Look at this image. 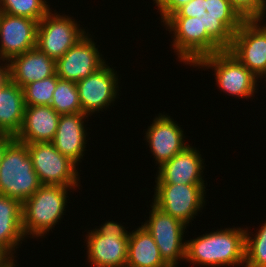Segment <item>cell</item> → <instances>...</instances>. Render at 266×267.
Listing matches in <instances>:
<instances>
[{
    "instance_id": "21",
    "label": "cell",
    "mask_w": 266,
    "mask_h": 267,
    "mask_svg": "<svg viewBox=\"0 0 266 267\" xmlns=\"http://www.w3.org/2000/svg\"><path fill=\"white\" fill-rule=\"evenodd\" d=\"M25 238L22 229V203L0 195V250L14 262L16 249Z\"/></svg>"
},
{
    "instance_id": "22",
    "label": "cell",
    "mask_w": 266,
    "mask_h": 267,
    "mask_svg": "<svg viewBox=\"0 0 266 267\" xmlns=\"http://www.w3.org/2000/svg\"><path fill=\"white\" fill-rule=\"evenodd\" d=\"M0 132L16 136L24 120L23 88L8 80L0 90Z\"/></svg>"
},
{
    "instance_id": "4",
    "label": "cell",
    "mask_w": 266,
    "mask_h": 267,
    "mask_svg": "<svg viewBox=\"0 0 266 267\" xmlns=\"http://www.w3.org/2000/svg\"><path fill=\"white\" fill-rule=\"evenodd\" d=\"M41 186L27 144L14 139L7 146L0 163V195L23 203Z\"/></svg>"
},
{
    "instance_id": "19",
    "label": "cell",
    "mask_w": 266,
    "mask_h": 267,
    "mask_svg": "<svg viewBox=\"0 0 266 267\" xmlns=\"http://www.w3.org/2000/svg\"><path fill=\"white\" fill-rule=\"evenodd\" d=\"M6 71L9 80L23 88L31 82L55 75L56 60L36 47L11 58L6 63Z\"/></svg>"
},
{
    "instance_id": "34",
    "label": "cell",
    "mask_w": 266,
    "mask_h": 267,
    "mask_svg": "<svg viewBox=\"0 0 266 267\" xmlns=\"http://www.w3.org/2000/svg\"><path fill=\"white\" fill-rule=\"evenodd\" d=\"M17 264V262L15 263V262H11L8 266H6V267H16V266H18V265H16Z\"/></svg>"
},
{
    "instance_id": "13",
    "label": "cell",
    "mask_w": 266,
    "mask_h": 267,
    "mask_svg": "<svg viewBox=\"0 0 266 267\" xmlns=\"http://www.w3.org/2000/svg\"><path fill=\"white\" fill-rule=\"evenodd\" d=\"M88 33L68 49L61 58L56 60V75L60 79L77 83L79 80L89 77L107 63L98 50L99 45H96L97 43Z\"/></svg>"
},
{
    "instance_id": "6",
    "label": "cell",
    "mask_w": 266,
    "mask_h": 267,
    "mask_svg": "<svg viewBox=\"0 0 266 267\" xmlns=\"http://www.w3.org/2000/svg\"><path fill=\"white\" fill-rule=\"evenodd\" d=\"M212 69L216 79L215 84L221 92L229 96L241 98H254L257 93V78L228 50H222L215 54L202 58L194 68ZM221 88V89H220Z\"/></svg>"
},
{
    "instance_id": "29",
    "label": "cell",
    "mask_w": 266,
    "mask_h": 267,
    "mask_svg": "<svg viewBox=\"0 0 266 267\" xmlns=\"http://www.w3.org/2000/svg\"><path fill=\"white\" fill-rule=\"evenodd\" d=\"M191 0H153L161 16V23Z\"/></svg>"
},
{
    "instance_id": "11",
    "label": "cell",
    "mask_w": 266,
    "mask_h": 267,
    "mask_svg": "<svg viewBox=\"0 0 266 267\" xmlns=\"http://www.w3.org/2000/svg\"><path fill=\"white\" fill-rule=\"evenodd\" d=\"M265 19L244 20L234 33L228 51L257 78L266 79Z\"/></svg>"
},
{
    "instance_id": "2",
    "label": "cell",
    "mask_w": 266,
    "mask_h": 267,
    "mask_svg": "<svg viewBox=\"0 0 266 267\" xmlns=\"http://www.w3.org/2000/svg\"><path fill=\"white\" fill-rule=\"evenodd\" d=\"M72 189L75 191L60 185H42L22 203V229L26 238H43L55 228L66 213L68 191Z\"/></svg>"
},
{
    "instance_id": "17",
    "label": "cell",
    "mask_w": 266,
    "mask_h": 267,
    "mask_svg": "<svg viewBox=\"0 0 266 267\" xmlns=\"http://www.w3.org/2000/svg\"><path fill=\"white\" fill-rule=\"evenodd\" d=\"M88 117L89 115L83 112L60 115L56 135L52 141L55 148L77 166L80 165L86 151L88 129L84 121Z\"/></svg>"
},
{
    "instance_id": "31",
    "label": "cell",
    "mask_w": 266,
    "mask_h": 267,
    "mask_svg": "<svg viewBox=\"0 0 266 267\" xmlns=\"http://www.w3.org/2000/svg\"><path fill=\"white\" fill-rule=\"evenodd\" d=\"M15 139V136L9 134L0 135V163L3 159L7 146Z\"/></svg>"
},
{
    "instance_id": "32",
    "label": "cell",
    "mask_w": 266,
    "mask_h": 267,
    "mask_svg": "<svg viewBox=\"0 0 266 267\" xmlns=\"http://www.w3.org/2000/svg\"><path fill=\"white\" fill-rule=\"evenodd\" d=\"M9 80L7 71H6V63L0 61V90L3 87V85ZM0 101V106H1Z\"/></svg>"
},
{
    "instance_id": "24",
    "label": "cell",
    "mask_w": 266,
    "mask_h": 267,
    "mask_svg": "<svg viewBox=\"0 0 266 267\" xmlns=\"http://www.w3.org/2000/svg\"><path fill=\"white\" fill-rule=\"evenodd\" d=\"M50 106L60 115L82 112L76 83L59 78Z\"/></svg>"
},
{
    "instance_id": "27",
    "label": "cell",
    "mask_w": 266,
    "mask_h": 267,
    "mask_svg": "<svg viewBox=\"0 0 266 267\" xmlns=\"http://www.w3.org/2000/svg\"><path fill=\"white\" fill-rule=\"evenodd\" d=\"M58 79L59 77L55 74L49 78L25 85L23 87L25 106H50Z\"/></svg>"
},
{
    "instance_id": "33",
    "label": "cell",
    "mask_w": 266,
    "mask_h": 267,
    "mask_svg": "<svg viewBox=\"0 0 266 267\" xmlns=\"http://www.w3.org/2000/svg\"><path fill=\"white\" fill-rule=\"evenodd\" d=\"M12 261L0 250V267L8 266Z\"/></svg>"
},
{
    "instance_id": "8",
    "label": "cell",
    "mask_w": 266,
    "mask_h": 267,
    "mask_svg": "<svg viewBox=\"0 0 266 267\" xmlns=\"http://www.w3.org/2000/svg\"><path fill=\"white\" fill-rule=\"evenodd\" d=\"M27 149L42 185L79 188L78 166L62 155L52 142L29 143Z\"/></svg>"
},
{
    "instance_id": "16",
    "label": "cell",
    "mask_w": 266,
    "mask_h": 267,
    "mask_svg": "<svg viewBox=\"0 0 266 267\" xmlns=\"http://www.w3.org/2000/svg\"><path fill=\"white\" fill-rule=\"evenodd\" d=\"M199 150L191 146L157 168L156 184H205L204 160Z\"/></svg>"
},
{
    "instance_id": "20",
    "label": "cell",
    "mask_w": 266,
    "mask_h": 267,
    "mask_svg": "<svg viewBox=\"0 0 266 267\" xmlns=\"http://www.w3.org/2000/svg\"><path fill=\"white\" fill-rule=\"evenodd\" d=\"M59 118L51 106H25L23 124L15 139L24 144L52 142Z\"/></svg>"
},
{
    "instance_id": "9",
    "label": "cell",
    "mask_w": 266,
    "mask_h": 267,
    "mask_svg": "<svg viewBox=\"0 0 266 267\" xmlns=\"http://www.w3.org/2000/svg\"><path fill=\"white\" fill-rule=\"evenodd\" d=\"M52 9L39 21L36 47L57 60L73 47L88 30L80 27L74 17L60 15ZM54 13V14H53ZM74 18V19H73Z\"/></svg>"
},
{
    "instance_id": "5",
    "label": "cell",
    "mask_w": 266,
    "mask_h": 267,
    "mask_svg": "<svg viewBox=\"0 0 266 267\" xmlns=\"http://www.w3.org/2000/svg\"><path fill=\"white\" fill-rule=\"evenodd\" d=\"M162 25L171 32V48L185 65L194 67L202 58L222 51L208 36L201 17H168Z\"/></svg>"
},
{
    "instance_id": "10",
    "label": "cell",
    "mask_w": 266,
    "mask_h": 267,
    "mask_svg": "<svg viewBox=\"0 0 266 267\" xmlns=\"http://www.w3.org/2000/svg\"><path fill=\"white\" fill-rule=\"evenodd\" d=\"M150 206L149 219L141 225L152 235L162 259L170 267H178L179 261L185 262L186 241L183 238H185L184 234L187 233L185 229L187 230L188 226L166 214L153 203Z\"/></svg>"
},
{
    "instance_id": "15",
    "label": "cell",
    "mask_w": 266,
    "mask_h": 267,
    "mask_svg": "<svg viewBox=\"0 0 266 267\" xmlns=\"http://www.w3.org/2000/svg\"><path fill=\"white\" fill-rule=\"evenodd\" d=\"M180 126L171 116L159 113L145 131L144 140L149 145L158 168L189 146Z\"/></svg>"
},
{
    "instance_id": "28",
    "label": "cell",
    "mask_w": 266,
    "mask_h": 267,
    "mask_svg": "<svg viewBox=\"0 0 266 267\" xmlns=\"http://www.w3.org/2000/svg\"><path fill=\"white\" fill-rule=\"evenodd\" d=\"M244 20L266 18V0H228Z\"/></svg>"
},
{
    "instance_id": "14",
    "label": "cell",
    "mask_w": 266,
    "mask_h": 267,
    "mask_svg": "<svg viewBox=\"0 0 266 267\" xmlns=\"http://www.w3.org/2000/svg\"><path fill=\"white\" fill-rule=\"evenodd\" d=\"M39 21L0 12V61L36 48Z\"/></svg>"
},
{
    "instance_id": "1",
    "label": "cell",
    "mask_w": 266,
    "mask_h": 267,
    "mask_svg": "<svg viewBox=\"0 0 266 267\" xmlns=\"http://www.w3.org/2000/svg\"><path fill=\"white\" fill-rule=\"evenodd\" d=\"M224 228L186 240L185 261L200 267L243 266L245 264V230Z\"/></svg>"
},
{
    "instance_id": "3",
    "label": "cell",
    "mask_w": 266,
    "mask_h": 267,
    "mask_svg": "<svg viewBox=\"0 0 266 267\" xmlns=\"http://www.w3.org/2000/svg\"><path fill=\"white\" fill-rule=\"evenodd\" d=\"M201 17L208 36L228 50L244 19L228 0H191L169 17Z\"/></svg>"
},
{
    "instance_id": "12",
    "label": "cell",
    "mask_w": 266,
    "mask_h": 267,
    "mask_svg": "<svg viewBox=\"0 0 266 267\" xmlns=\"http://www.w3.org/2000/svg\"><path fill=\"white\" fill-rule=\"evenodd\" d=\"M119 75L115 69L105 64L89 77L79 80L76 85L82 112L87 115L106 111L119 99Z\"/></svg>"
},
{
    "instance_id": "30",
    "label": "cell",
    "mask_w": 266,
    "mask_h": 267,
    "mask_svg": "<svg viewBox=\"0 0 266 267\" xmlns=\"http://www.w3.org/2000/svg\"><path fill=\"white\" fill-rule=\"evenodd\" d=\"M120 223H118L117 221L114 222L112 221H105V223H103L102 226H100L99 228H95L94 230L100 234V235H104V234H114L115 236L118 237H129L130 235V231L128 232L126 229V227Z\"/></svg>"
},
{
    "instance_id": "25",
    "label": "cell",
    "mask_w": 266,
    "mask_h": 267,
    "mask_svg": "<svg viewBox=\"0 0 266 267\" xmlns=\"http://www.w3.org/2000/svg\"><path fill=\"white\" fill-rule=\"evenodd\" d=\"M245 229V265L243 267H266V221L261 224L255 235L249 232L247 227Z\"/></svg>"
},
{
    "instance_id": "23",
    "label": "cell",
    "mask_w": 266,
    "mask_h": 267,
    "mask_svg": "<svg viewBox=\"0 0 266 267\" xmlns=\"http://www.w3.org/2000/svg\"><path fill=\"white\" fill-rule=\"evenodd\" d=\"M126 267H170L162 259L152 235L142 225L130 232Z\"/></svg>"
},
{
    "instance_id": "18",
    "label": "cell",
    "mask_w": 266,
    "mask_h": 267,
    "mask_svg": "<svg viewBox=\"0 0 266 267\" xmlns=\"http://www.w3.org/2000/svg\"><path fill=\"white\" fill-rule=\"evenodd\" d=\"M86 236V256L93 267H126L129 237L114 234H98L88 230Z\"/></svg>"
},
{
    "instance_id": "7",
    "label": "cell",
    "mask_w": 266,
    "mask_h": 267,
    "mask_svg": "<svg viewBox=\"0 0 266 267\" xmlns=\"http://www.w3.org/2000/svg\"><path fill=\"white\" fill-rule=\"evenodd\" d=\"M152 203L185 225L198 216L206 203L205 184H155Z\"/></svg>"
},
{
    "instance_id": "26",
    "label": "cell",
    "mask_w": 266,
    "mask_h": 267,
    "mask_svg": "<svg viewBox=\"0 0 266 267\" xmlns=\"http://www.w3.org/2000/svg\"><path fill=\"white\" fill-rule=\"evenodd\" d=\"M46 0H0V12L40 21L52 8Z\"/></svg>"
}]
</instances>
